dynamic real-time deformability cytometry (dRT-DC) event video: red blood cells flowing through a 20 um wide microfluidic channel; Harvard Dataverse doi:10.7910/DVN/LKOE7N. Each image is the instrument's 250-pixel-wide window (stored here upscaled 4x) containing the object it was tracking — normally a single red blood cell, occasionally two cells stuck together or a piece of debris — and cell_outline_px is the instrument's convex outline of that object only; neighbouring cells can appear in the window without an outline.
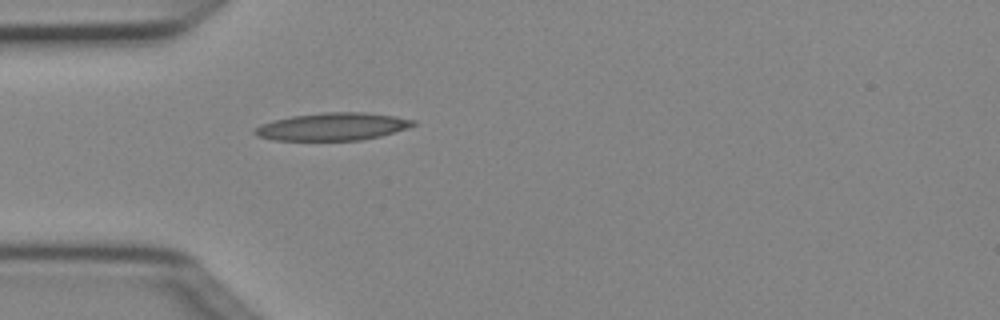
{"species": "Egyptian fruit bat (a non-hibernating species)", "species_latin": "Rousettus aegyptiacus", "temperature_condition": "cold", "stored_images_in_passage": 1, "camera_frame_rate_fps": 3000, "um_per_image_px": 0.085, "animal": {"sex": "female"}, "frame": {"image": 1, "passage_image": 1, "time_ms": 0.0, "image_size_px": [1000, 320], "cell_outline_px": [[416, 124], [408, 128], [380, 136], [360, 140], [272, 140], [256, 136], [252, 132], [260, 124], [272, 120], [292, 116], [324, 112], [364, 112], [396, 116], [416, 120]], "centroid_in_image_um": [28.26, 10.76], "position_along_channel_um": 56.7, "area_um2": 25.61}}